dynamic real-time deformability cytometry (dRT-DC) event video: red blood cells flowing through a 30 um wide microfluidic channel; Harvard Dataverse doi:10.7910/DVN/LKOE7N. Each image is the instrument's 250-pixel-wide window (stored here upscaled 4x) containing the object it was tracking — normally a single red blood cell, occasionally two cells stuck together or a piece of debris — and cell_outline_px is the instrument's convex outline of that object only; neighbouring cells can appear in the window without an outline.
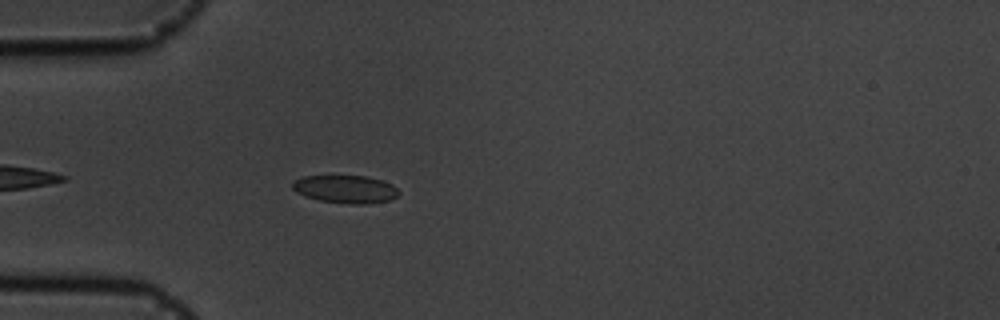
{"species": "common noctule bat (a hibernating species)", "species_latin": "Nyctalus noctula", "temperature_condition": "cold", "stored_images_in_passage": 29, "camera_frame_rate_fps": 3000, "um_per_image_px": 0.085, "animal": {"sex": "male", "body_mass_g": 19.5, "forearm_length_mm": 54.6}, "frame": {"image": 1, "passage_image": 5, "time_ms": 1.333, "image_size_px": [1000, 320], "cell_outline_px": [[400, 192], [396, 196], [388, 200], [368, 204], [348, 204], [320, 200], [304, 196], [296, 192], [292, 188], [292, 180], [304, 176], [368, 176], [392, 184]], "centroid_in_image_um": [29.33, 16.08], "position_along_channel_um": 55.7, "area_um2": 17.28}}
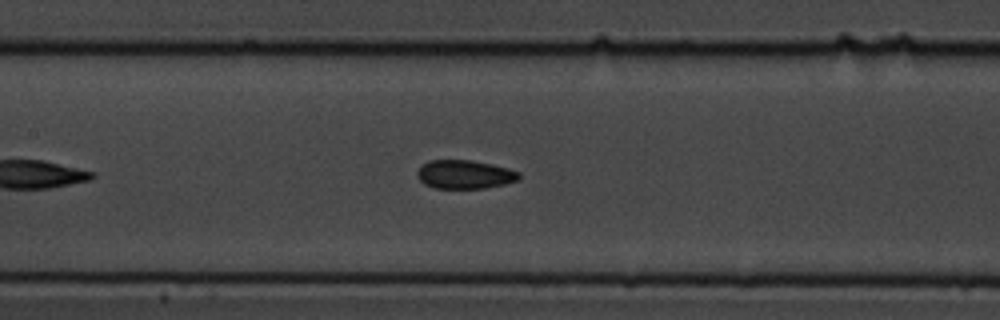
{"frame": {"image": 2, "passage_image": 15, "time_ms": 4.667, "image_size_px": [1000, 320], "cell_outline_px": [[520, 176], [516, 180], [504, 184], [484, 188], [436, 188], [424, 184], [416, 176], [416, 172], [420, 164], [428, 160], [472, 160], [492, 164], [508, 168], [520, 172]], "centroid_in_image_um": [39.45, 14.81], "position_along_channel_um": 168.0, "area_um2": 17.11}}
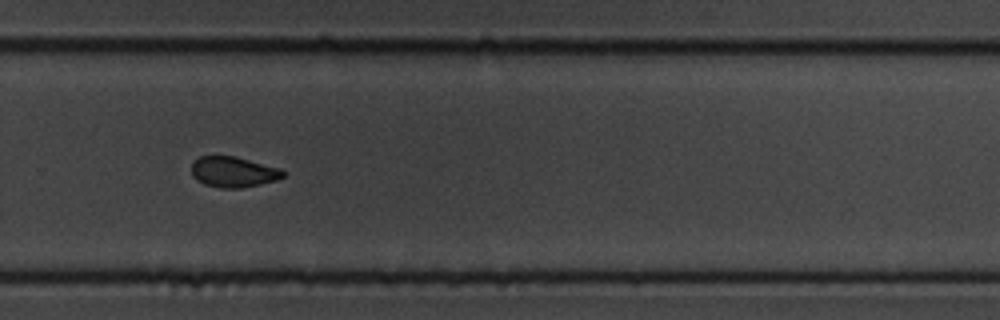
{"frame": {"image": 3, "passage_image": 27, "time_ms": 8.667, "image_size_px": [1000, 320], "cell_outline_px": [[288, 172], [284, 176], [276, 180], [260, 184], [240, 188], [220, 188], [204, 184], [196, 180], [192, 176], [192, 164], [200, 156], [236, 156], [280, 168]], "centroid_in_image_um": [19.86, 14.62], "position_along_channel_um": 309.9, "area_um2": 16.42}}